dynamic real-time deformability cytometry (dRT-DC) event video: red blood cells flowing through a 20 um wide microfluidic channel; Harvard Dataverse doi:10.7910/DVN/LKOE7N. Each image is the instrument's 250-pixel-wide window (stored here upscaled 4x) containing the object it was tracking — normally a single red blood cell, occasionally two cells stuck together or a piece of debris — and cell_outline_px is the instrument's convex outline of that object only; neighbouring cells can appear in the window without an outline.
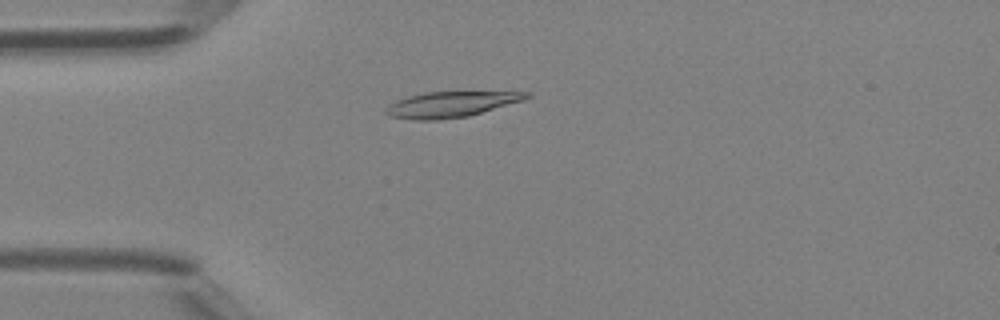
{"species": "Egyptian fruit bat (a non-hibernating species)", "species_latin": "Rousettus aegyptiacus", "temperature_condition": "room temperature", "stored_images_in_passage": 48, "camera_frame_rate_fps": 3000, "um_per_image_px": 0.085, "animal": {"sex": "female"}, "frame": {"image": 1, "passage_image": 13, "time_ms": 4.0, "image_size_px": [1000, 320], "cell_outline_px": [[532, 96], [524, 100], [468, 116], [436, 120], [412, 120], [388, 116], [384, 112], [384, 108], [396, 100], [408, 96], [424, 92], [532, 92]], "centroid_in_image_um": [38.29, 8.87], "position_along_channel_um": 46.7, "area_um2": 21.04}}
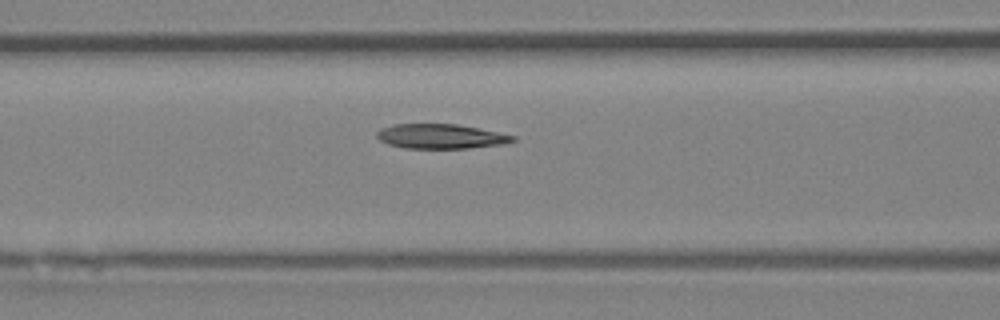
{"frame": {"image": 2, "passage_image": 20, "time_ms": 6.333, "image_size_px": [1000, 320], "cell_outline_px": [[516, 140], [504, 144], [468, 148], [404, 148], [388, 144], [380, 140], [376, 136], [376, 132], [384, 128], [396, 124], [456, 124], [516, 136]], "centroid_in_image_um": [37.46, 11.6], "position_along_channel_um": 129.1, "area_um2": 19.25}}
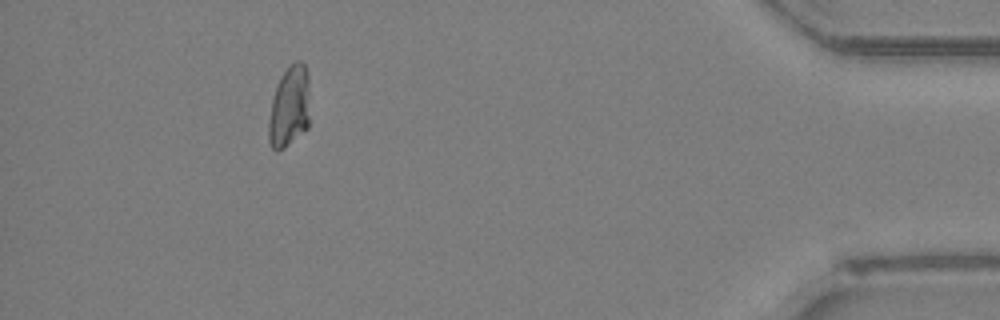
{"frame": {"image": 3, "passage_image": 44, "time_ms": 14.333, "image_size_px": [1000, 320], "cell_outline_px": [[308, 128], [280, 152], [276, 152], [272, 148], [268, 140], [268, 120], [272, 100], [280, 76], [296, 60], [300, 60], [304, 64], [308, 76]], "centroid_in_image_um": [24.58, 9.13], "position_along_channel_um": 410.6, "area_um2": 19.54}, "authors_computed_cell_mechanics": {"area_um2": 19.8832, "velocity_mm_per_s": 4.2598, "shape_relaxation_time_tau1_ms": null, "shape_relaxation_time_tau2_ms": 2.2686, "deformation_change_tau1": null, "deformation_change_tau2": 0.0974}}